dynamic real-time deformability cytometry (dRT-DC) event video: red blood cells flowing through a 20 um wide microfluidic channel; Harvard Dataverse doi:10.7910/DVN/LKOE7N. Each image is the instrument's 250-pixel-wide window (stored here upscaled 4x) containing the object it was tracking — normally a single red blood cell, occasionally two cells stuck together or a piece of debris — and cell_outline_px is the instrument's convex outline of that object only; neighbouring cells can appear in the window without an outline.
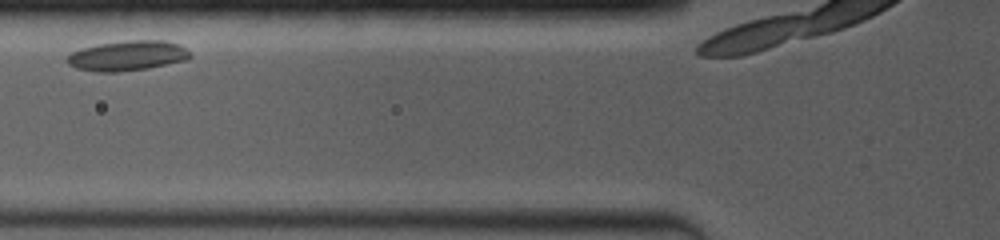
{"species": "common noctule bat (a hibernating species)", "species_latin": "Nyctalus noctula", "temperature_condition": "room temperature", "stored_images_in_passage": 5, "camera_frame_rate_fps": 4000, "um_per_image_px": 0.085, "animal": {"sex": "female", "body_mass_g": 19.0, "forearm_length_mm": 53.3}, "frame": {"image": 1, "passage_image": 3, "time_ms": 1.5, "image_size_px": [1000, 240], "cell_outline_px": [[192, 56], [188, 60], [148, 68], [116, 72], [92, 72], [76, 68], [68, 64], [64, 60], [72, 52], [80, 48], [96, 44], [128, 40], [164, 40], [180, 44]], "centroid_in_image_um": [10.81, 4.73], "position_along_channel_um": 115.0, "area_um2": 21.79}}